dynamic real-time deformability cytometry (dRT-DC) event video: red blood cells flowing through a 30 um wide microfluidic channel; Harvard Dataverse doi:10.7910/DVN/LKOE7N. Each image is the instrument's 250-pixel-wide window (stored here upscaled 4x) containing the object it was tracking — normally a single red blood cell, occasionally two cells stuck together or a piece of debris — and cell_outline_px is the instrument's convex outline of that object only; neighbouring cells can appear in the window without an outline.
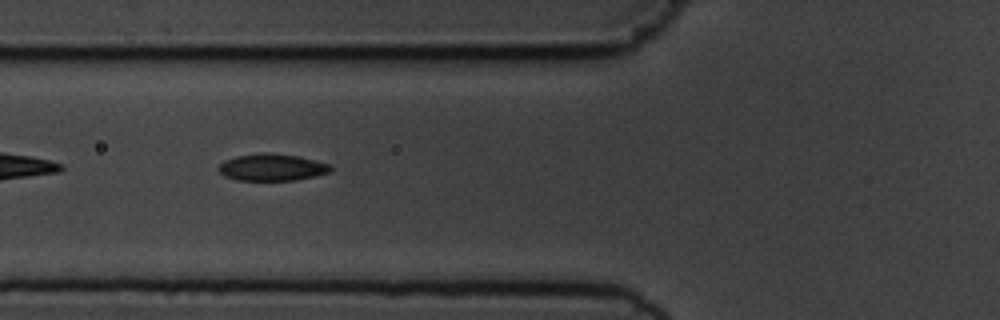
{"species": "common noctule bat (a hibernating species)", "species_latin": "Nyctalus noctula", "temperature_condition": "cold", "stored_images_in_passage": 9, "camera_frame_rate_fps": 3000, "um_per_image_px": 0.085, "animal": {"sex": "male", "body_mass_g": 19.5, "forearm_length_mm": 54.6}, "frame": {"image": 1, "passage_image": 6, "time_ms": 5.667, "image_size_px": [1000, 320], "cell_outline_px": [[332, 172], [296, 180], [236, 180], [224, 176], [216, 168], [224, 160], [236, 156], [260, 152], [268, 152], [300, 156], [332, 164]], "centroid_in_image_um": [23.13, 14.21], "position_along_channel_um": 102.7, "area_um2": 17.92}}
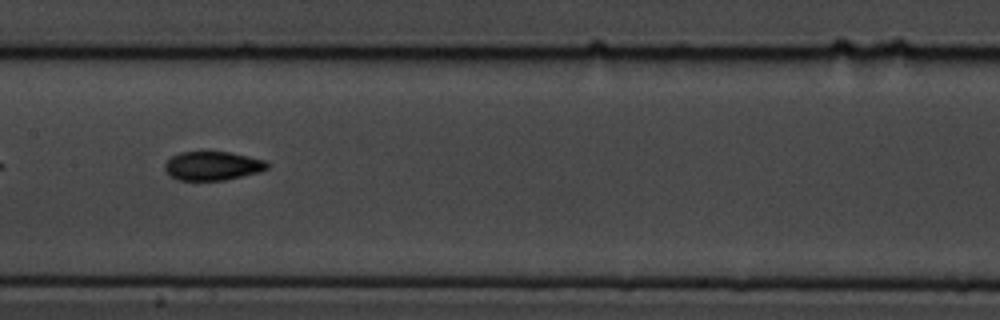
{"frame": {"image": 2, "passage_image": 8, "time_ms": 8.0, "image_size_px": [1000, 320], "cell_outline_px": [[268, 168], [260, 172], [224, 180], [176, 180], [168, 176], [164, 168], [164, 164], [172, 156], [180, 152], [228, 152], [248, 156], [264, 160], [268, 164]], "centroid_in_image_um": [18.03, 14.11], "position_along_channel_um": 189.4, "area_um2": 17.22}}
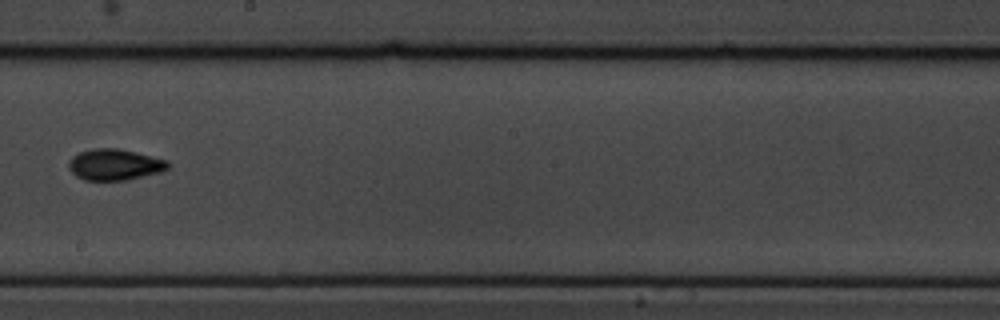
{"frame": {"image": 3, "passage_image": 9, "time_ms": 9.333, "image_size_px": [1000, 320], "cell_outline_px": [[168, 168], [160, 172], [128, 180], [84, 180], [76, 176], [68, 168], [68, 160], [72, 156], [80, 152], [96, 148], [116, 148], [168, 160]], "centroid_in_image_um": [9.71, 14.0], "position_along_channel_um": 238.5, "area_um2": 17.92}}